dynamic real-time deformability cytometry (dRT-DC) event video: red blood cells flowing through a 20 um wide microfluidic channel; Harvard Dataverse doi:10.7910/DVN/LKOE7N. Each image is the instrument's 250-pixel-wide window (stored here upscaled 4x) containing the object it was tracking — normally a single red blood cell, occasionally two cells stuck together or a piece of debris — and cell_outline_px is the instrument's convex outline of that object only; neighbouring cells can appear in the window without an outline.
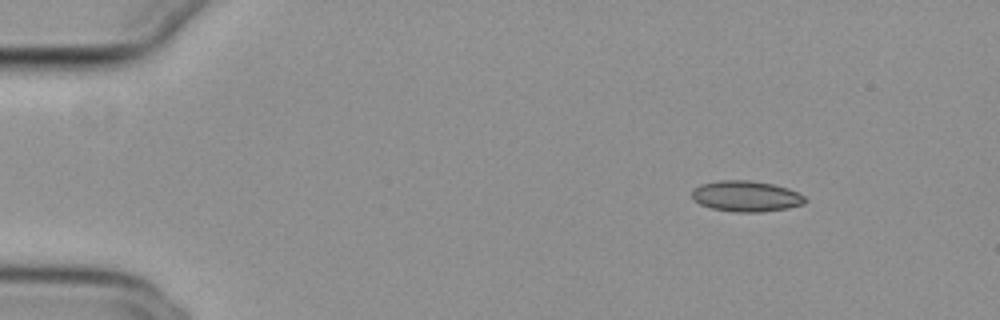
{"species": "common noctule bat (a hibernating species)", "species_latin": "Nyctalus noctula", "temperature_condition": "cold", "stored_images_in_passage": 11, "camera_frame_rate_fps": 3000, "um_per_image_px": 0.085, "animal": {"sex": "female", "body_mass_g": 29.2, "forearm_length_mm": 56.3}, "frame": {"image": 1, "passage_image": 1, "time_ms": 0.0, "image_size_px": [1000, 320], "cell_outline_px": [[808, 200], [804, 204], [788, 208], [760, 212], [736, 212], [712, 208], [700, 204], [692, 200], [692, 192], [700, 184], [720, 180], [748, 180], [772, 184], [788, 188], [804, 196]], "centroid_in_image_um": [63.42, 16.68], "position_along_channel_um": 21.6, "area_um2": 20.29}}
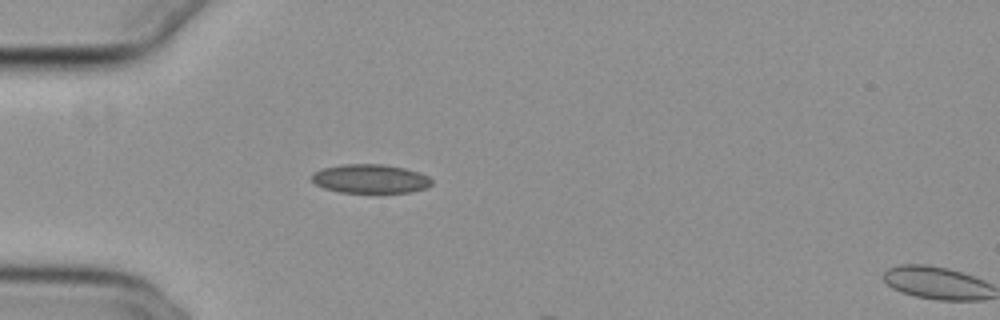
{"frame": {"image": 2, "passage_image": 10, "time_ms": 3.0, "image_size_px": [1000, 320], "cell_outline_px": [[432, 184], [428, 188], [412, 192], [340, 192], [324, 188], [316, 184], [312, 180], [312, 172], [320, 168], [340, 164], [384, 164], [404, 168], [420, 172], [428, 176], [432, 180]], "centroid_in_image_um": [31.48, 15.18], "position_along_channel_um": 53.5, "area_um2": 20.4}}